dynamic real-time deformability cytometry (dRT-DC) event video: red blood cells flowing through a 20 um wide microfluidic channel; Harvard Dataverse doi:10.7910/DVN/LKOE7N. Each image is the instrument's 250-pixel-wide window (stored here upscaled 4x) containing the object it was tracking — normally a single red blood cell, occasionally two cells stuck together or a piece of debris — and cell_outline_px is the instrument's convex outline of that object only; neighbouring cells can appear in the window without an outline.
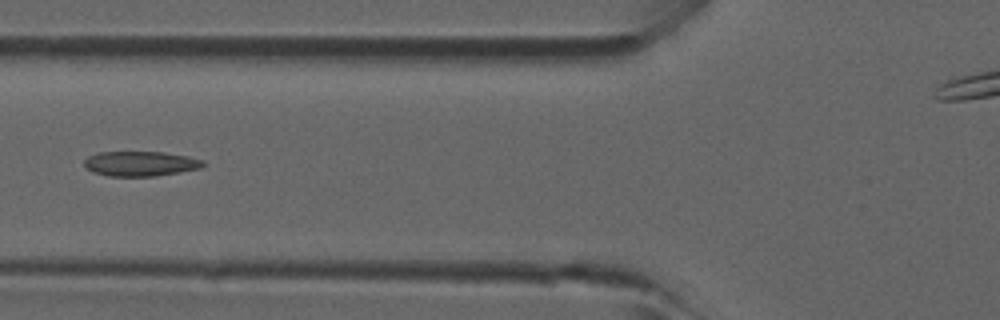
{"species": "common noctule bat (a hibernating species)", "species_latin": "Nyctalus noctula", "temperature_condition": "room temperature", "stored_images_in_passage": 2, "camera_frame_rate_fps": 3000, "um_per_image_px": 0.085, "animal": {"sex": "male", "forearm_length_mm": 52.5}, "frame": {"image": 1, "passage_image": 2, "time_ms": 0.333, "image_size_px": [1000, 320], "cell_outline_px": [[204, 164], [200, 168], [180, 172], [152, 176], [108, 176], [92, 172], [84, 164], [84, 160], [88, 156], [96, 152], [164, 152], [188, 156], [204, 160]], "centroid_in_image_um": [11.92, 13.9], "position_along_channel_um": 113.9, "area_um2": 17.22}}